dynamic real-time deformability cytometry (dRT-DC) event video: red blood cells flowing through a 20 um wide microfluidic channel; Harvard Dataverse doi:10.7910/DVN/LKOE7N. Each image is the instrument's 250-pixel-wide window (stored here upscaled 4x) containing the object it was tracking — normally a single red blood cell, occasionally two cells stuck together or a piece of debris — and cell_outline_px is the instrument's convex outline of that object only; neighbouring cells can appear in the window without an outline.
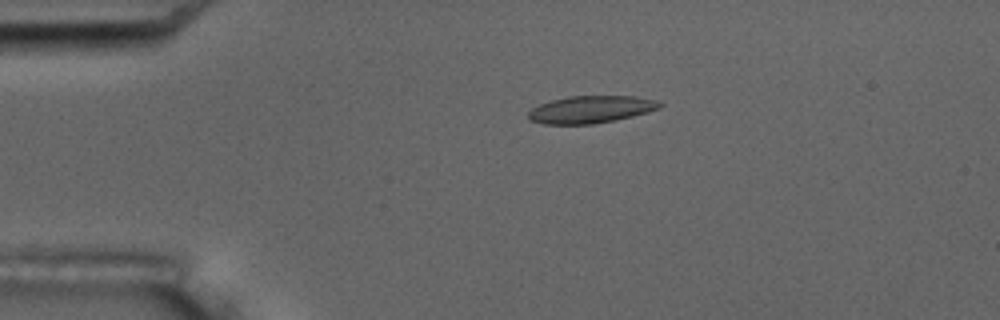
{"species": "common noctule bat (a hibernating species)", "species_latin": "Nyctalus noctula", "temperature_condition": "room temperature", "stored_images_in_passage": 11, "camera_frame_rate_fps": 3000, "um_per_image_px": 0.085, "animal": {"sex": "male", "body_mass_g": 17.5, "forearm_length_mm": 52.3}, "frame": {"image": 1, "passage_image": 4, "time_ms": 3.667, "image_size_px": [1000, 320], "cell_outline_px": [[664, 104], [660, 108], [648, 112], [616, 120], [592, 124], [544, 124], [528, 120], [528, 112], [532, 108], [540, 104], [552, 100], [568, 96], [636, 96], [660, 100]], "centroid_in_image_um": [50.26, 9.3], "position_along_channel_um": 34.7, "area_um2": 21.1}}